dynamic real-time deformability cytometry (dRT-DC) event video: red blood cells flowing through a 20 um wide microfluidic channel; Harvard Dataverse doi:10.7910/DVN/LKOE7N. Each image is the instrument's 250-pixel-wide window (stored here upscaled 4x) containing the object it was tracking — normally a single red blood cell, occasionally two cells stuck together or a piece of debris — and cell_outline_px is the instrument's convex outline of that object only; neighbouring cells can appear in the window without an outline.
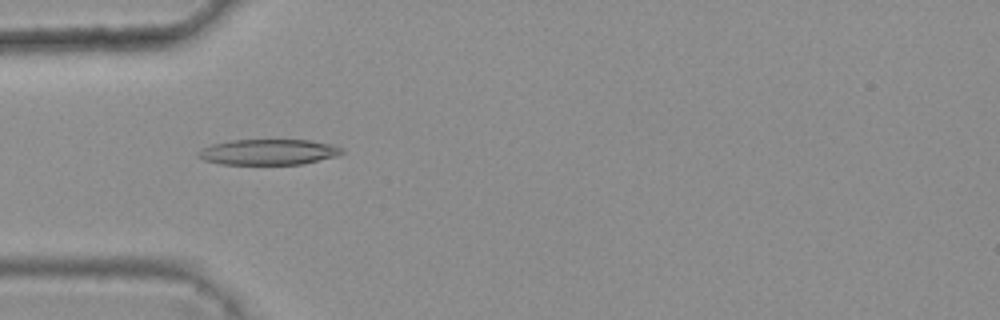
{"species": "common noctule bat (a hibernating species)", "species_latin": "Nyctalus noctula", "temperature_condition": "warm", "stored_images_in_passage": 46, "camera_frame_rate_fps": 3000, "um_per_image_px": 0.085, "animal": {"sex": "female", "body_mass_g": 25.1}, "frame": {"image": 1, "passage_image": 16, "time_ms": 5.0, "image_size_px": [1000, 320], "cell_outline_px": [[344, 152], [340, 156], [304, 164], [220, 164], [204, 160], [196, 156], [196, 152], [212, 144], [232, 140], [312, 140], [332, 144], [344, 148]], "centroid_in_image_um": [22.88, 12.92], "position_along_channel_um": 62.1, "area_um2": 21.73}}
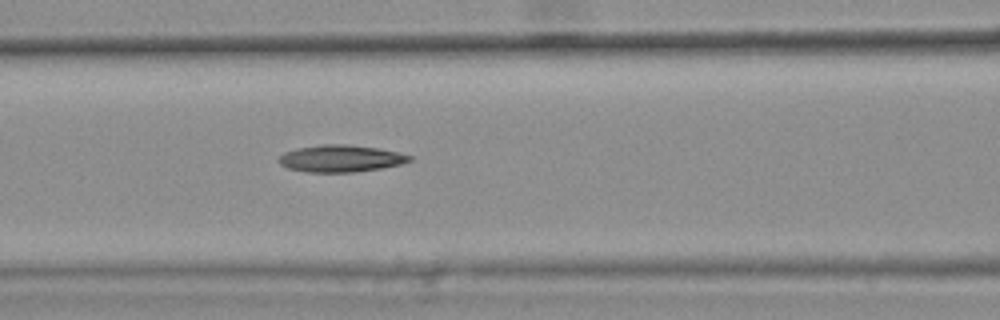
{"frame": {"image": 2, "passage_image": 22, "time_ms": 7.0, "image_size_px": [1000, 320], "cell_outline_px": [[412, 160], [400, 164], [384, 168], [356, 172], [308, 172], [288, 168], [280, 164], [276, 160], [284, 152], [296, 148], [320, 144], [348, 144], [380, 148], [412, 156]], "centroid_in_image_um": [28.95, 13.47], "position_along_channel_um": 137.7, "area_um2": 20.75}}
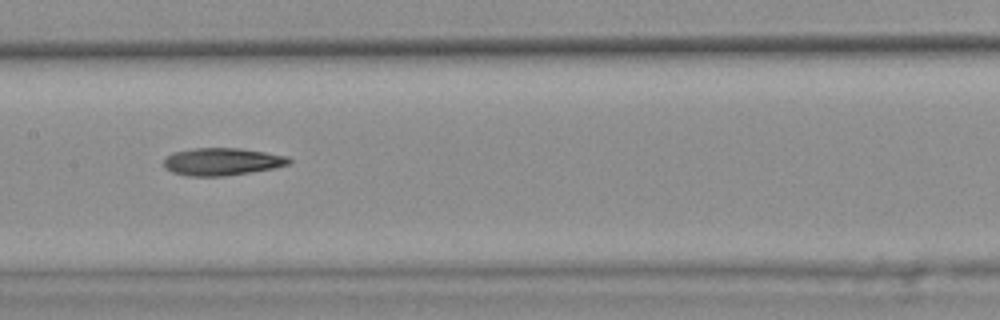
{"frame": {"image": 3, "passage_image": 26, "time_ms": 8.333, "image_size_px": [1000, 320], "cell_outline_px": [[292, 160], [288, 164], [272, 168], [224, 176], [188, 176], [172, 172], [164, 168], [164, 160], [172, 152], [192, 148], [240, 148], [288, 156]], "centroid_in_image_um": [18.83, 13.73], "position_along_channel_um": 188.6, "area_um2": 19.94}}